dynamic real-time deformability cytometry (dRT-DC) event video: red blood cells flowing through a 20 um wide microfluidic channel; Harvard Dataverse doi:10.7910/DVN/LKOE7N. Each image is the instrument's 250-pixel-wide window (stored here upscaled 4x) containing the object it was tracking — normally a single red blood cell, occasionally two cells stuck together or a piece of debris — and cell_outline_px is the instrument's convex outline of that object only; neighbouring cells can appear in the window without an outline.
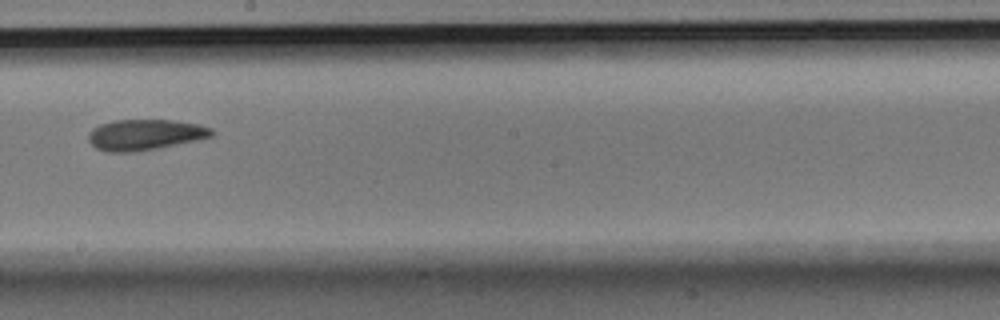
{"species": "Egyptian fruit bat (a non-hibernating species)", "species_latin": "Rousettus aegyptiacus", "temperature_condition": "room temperature", "stored_images_in_passage": 9, "camera_frame_rate_fps": 3000, "um_per_image_px": 0.085, "animal": {"sex": "male"}, "frame": {"image": 1, "passage_image": 9, "time_ms": 9.333, "image_size_px": [1000, 320], "cell_outline_px": [[216, 132], [212, 136], [196, 140], [156, 148], [128, 152], [108, 152], [96, 148], [88, 140], [88, 132], [92, 128], [100, 124], [112, 120], [176, 120], [200, 124], [212, 128]], "centroid_in_image_um": [12.32, 11.43], "position_along_channel_um": 235.9, "area_um2": 22.14}}